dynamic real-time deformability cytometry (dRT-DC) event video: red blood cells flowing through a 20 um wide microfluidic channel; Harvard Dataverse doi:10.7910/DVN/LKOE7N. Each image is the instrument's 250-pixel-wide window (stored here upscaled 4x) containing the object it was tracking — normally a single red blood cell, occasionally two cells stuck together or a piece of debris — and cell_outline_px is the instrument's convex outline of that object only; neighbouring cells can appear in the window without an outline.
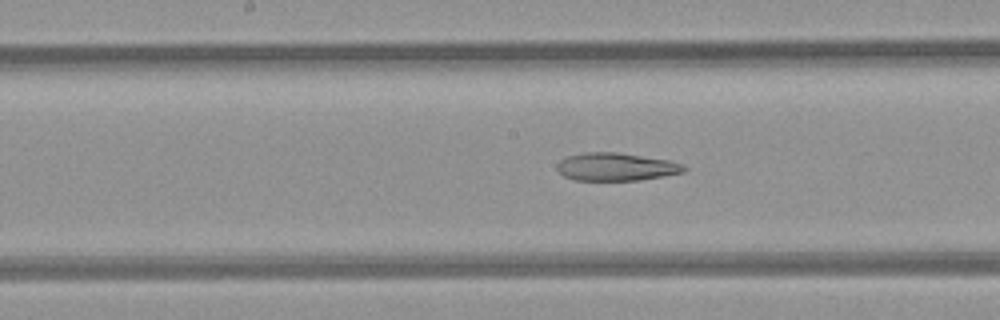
{"species": "common noctule bat (a hibernating species)", "species_latin": "Nyctalus noctula", "temperature_condition": "room temperature", "stored_images_in_passage": 7, "camera_frame_rate_fps": 3000, "um_per_image_px": 0.085, "animal": {"sex": "female", "body_mass_g": 21.9}, "frame": {"image": 1, "passage_image": 7, "time_ms": 7.667, "image_size_px": [1000, 320], "cell_outline_px": [[688, 168], [684, 172], [664, 176], [640, 180], [572, 180], [564, 176], [556, 168], [556, 164], [560, 160], [568, 156], [584, 152], [616, 152], [668, 160], [684, 164]], "centroid_in_image_um": [52.36, 14.18], "position_along_channel_um": 195.8, "area_um2": 20.69}}